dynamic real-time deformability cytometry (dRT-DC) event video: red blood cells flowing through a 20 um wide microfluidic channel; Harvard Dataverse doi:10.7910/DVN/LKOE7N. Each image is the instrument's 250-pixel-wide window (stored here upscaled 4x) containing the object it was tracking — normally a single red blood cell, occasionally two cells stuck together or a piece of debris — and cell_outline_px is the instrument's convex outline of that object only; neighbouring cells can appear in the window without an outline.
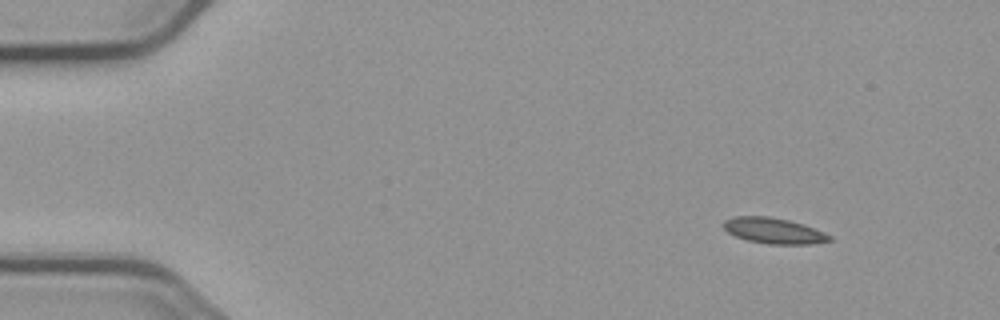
{"species": "common noctule bat (a hibernating species)", "species_latin": "Nyctalus noctula", "temperature_condition": "cold", "stored_images_in_passage": 5, "segment_of_instrument_passage": [1, 2], "camera_frame_rate_fps": 3000, "um_per_image_px": 0.085, "animal": {"sex": "male", "body_mass_g": 23.1, "forearm_length_mm": 52.7}, "frame": {"image": 1, "passage_image": 1, "time_ms": 0.0, "image_size_px": [1000, 320], "cell_outline_px": [[832, 240], [812, 244], [768, 244], [748, 240], [736, 236], [728, 232], [724, 228], [724, 220], [732, 216], [768, 216], [788, 220], [804, 224], [824, 232], [832, 236]], "centroid_in_image_um": [65.78, 19.61], "position_along_channel_um": 19.2, "area_um2": 15.9}}
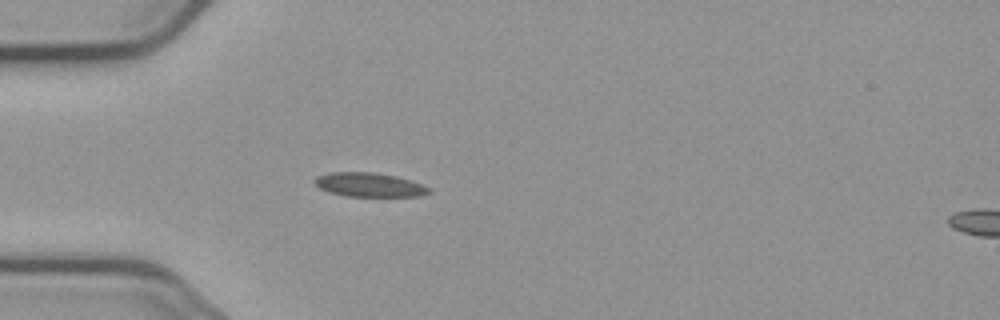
{"frame": {"image": 2, "passage_image": 4, "time_ms": 3.333, "image_size_px": [1000, 320], "cell_outline_px": [[432, 192], [420, 196], [348, 196], [328, 192], [320, 188], [312, 180], [316, 176], [332, 172], [372, 172], [396, 176], [420, 184], [428, 188]], "centroid_in_image_um": [31.34, 15.7], "position_along_channel_um": 53.7, "area_um2": 15.84}}